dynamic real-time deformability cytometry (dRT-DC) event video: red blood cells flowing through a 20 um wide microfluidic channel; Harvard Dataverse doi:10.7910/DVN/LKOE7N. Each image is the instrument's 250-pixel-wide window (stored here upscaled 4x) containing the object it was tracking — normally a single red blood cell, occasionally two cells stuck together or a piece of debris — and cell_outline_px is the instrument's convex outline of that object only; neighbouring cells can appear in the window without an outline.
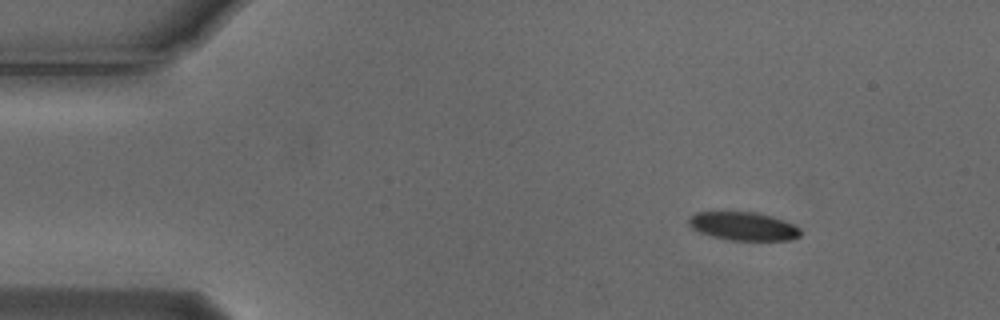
{"species": "Egyptian fruit bat (a non-hibernating species)", "species_latin": "Rousettus aegyptiacus", "temperature_condition": "cold", "stored_images_in_passage": 49, "camera_frame_rate_fps": 3000, "um_per_image_px": 0.085, "animal": {"sex": "male"}, "frame": {"image": 1, "passage_image": 1, "time_ms": 0.0, "image_size_px": [1000, 320], "cell_outline_px": [[800, 236], [792, 240], [728, 240], [712, 236], [700, 232], [692, 228], [688, 224], [688, 220], [696, 212], [756, 212], [772, 216], [784, 220], [800, 228]], "centroid_in_image_um": [63.2, 19.23], "position_along_channel_um": 21.8, "area_um2": 18.44}}
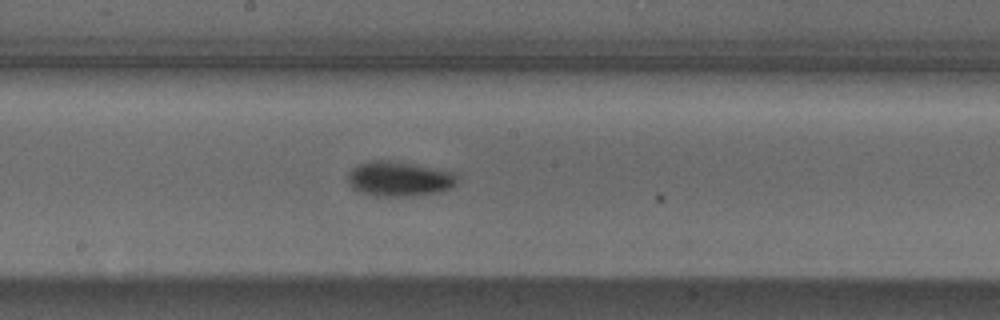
{"frame": {"image": 2, "passage_image": 23, "time_ms": 7.333, "image_size_px": [1000, 320], "cell_outline_px": [[460, 180], [452, 188], [440, 192], [412, 196], [376, 196], [360, 192], [352, 188], [348, 180], [348, 172], [352, 168], [360, 164], [372, 160], [388, 160], [436, 168], [456, 172]], "centroid_in_image_um": [33.98, 15.21], "position_along_channel_um": 214.2, "area_um2": 22.48}}
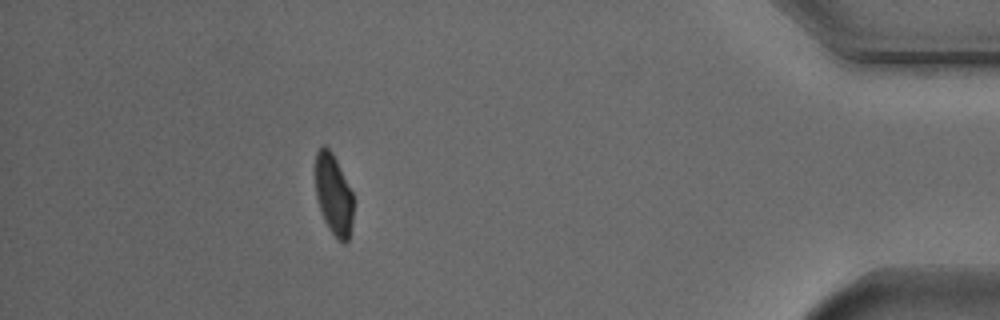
{"frame": {"image": 3, "passage_image": 43, "time_ms": 14.0, "image_size_px": [1000, 320], "cell_outline_px": [[352, 224], [348, 240], [344, 244], [328, 228], [324, 220], [316, 196], [316, 152], [324, 144], [332, 152], [352, 192]], "centroid_in_image_um": [28.35, 16.54], "position_along_channel_um": 406.9, "area_um2": 17.51}, "authors_computed_cell_mechanics": {"area_um2": 19.8832, "velocity_mm_per_s": 3.7098, "shape_relaxation_time_tau1_ms": 2.5303, "shape_relaxation_time_tau2_ms": null, "deformation_change_tau1": 0.1071, "deformation_change_tau2": null}}